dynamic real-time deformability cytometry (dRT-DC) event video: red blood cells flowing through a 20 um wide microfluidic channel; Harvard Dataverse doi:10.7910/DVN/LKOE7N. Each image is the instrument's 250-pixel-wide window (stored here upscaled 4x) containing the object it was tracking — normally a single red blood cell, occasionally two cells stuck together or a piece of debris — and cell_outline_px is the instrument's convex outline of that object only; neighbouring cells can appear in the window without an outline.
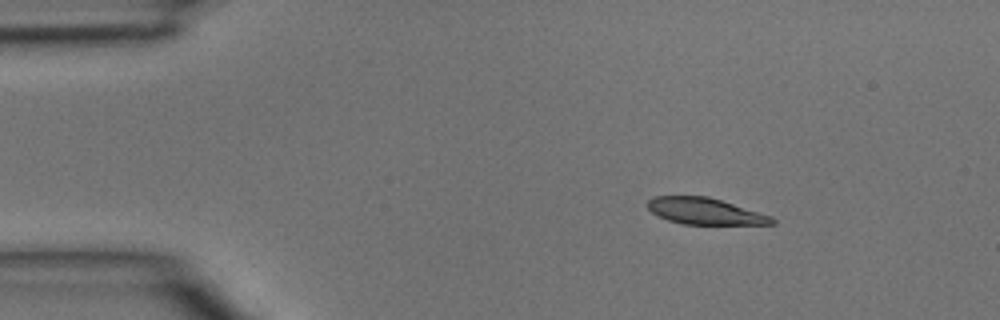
{"species": "common noctule bat (a hibernating species)", "species_latin": "Nyctalus noctula", "temperature_condition": "room temperature", "stored_images_in_passage": 2, "camera_frame_rate_fps": 3000, "um_per_image_px": 0.085, "animal": {"sex": "male", "body_mass_g": 15.6}, "frame": {"image": 1, "passage_image": 2, "time_ms": 0.333, "image_size_px": [1000, 320], "cell_outline_px": [[776, 224], [684, 224], [668, 220], [652, 212], [648, 208], [648, 200], [652, 196], [708, 196], [772, 216], [776, 220]], "centroid_in_image_um": [59.93, 17.95], "position_along_channel_um": 25.1, "area_um2": 19.02}}